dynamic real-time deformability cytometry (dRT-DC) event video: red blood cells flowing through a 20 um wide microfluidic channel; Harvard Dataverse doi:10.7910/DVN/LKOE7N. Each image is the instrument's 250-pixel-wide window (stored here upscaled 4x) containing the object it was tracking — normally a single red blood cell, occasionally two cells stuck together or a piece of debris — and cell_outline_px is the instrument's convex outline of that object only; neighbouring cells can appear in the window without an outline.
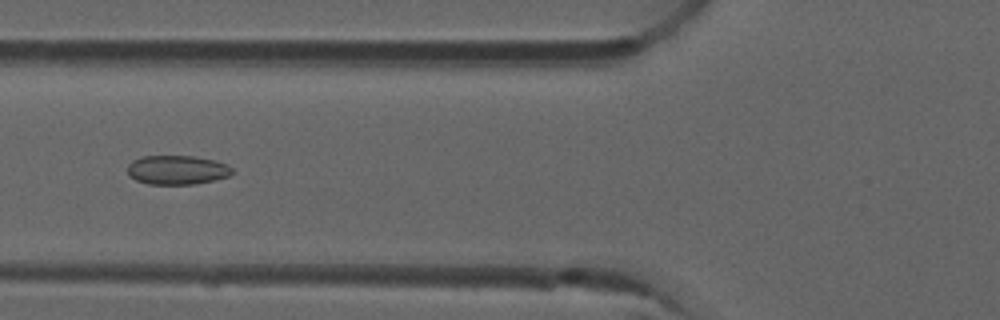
{"species": "common noctule bat (a hibernating species)", "species_latin": "Nyctalus noctula", "temperature_condition": "room temperature", "stored_images_in_passage": 52, "camera_frame_rate_fps": 3000, "um_per_image_px": 0.085, "animal": {"sex": "male", "forearm_length_mm": 52.5}, "frame": {"image": 1, "passage_image": 20, "time_ms": 6.333, "image_size_px": [1000, 320], "cell_outline_px": [[236, 172], [228, 176], [216, 180], [196, 184], [148, 184], [136, 180], [128, 176], [128, 164], [132, 160], [144, 156], [192, 156], [216, 160], [228, 164]], "centroid_in_image_um": [15.09, 14.45], "position_along_channel_um": 110.7, "area_um2": 18.03}}
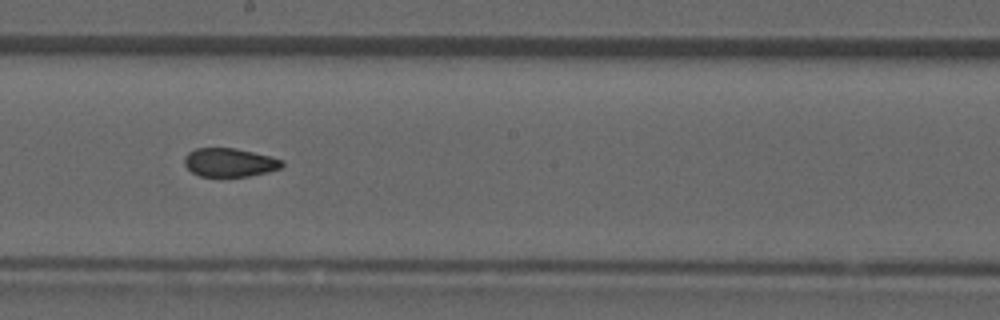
{"frame": {"image": 2, "passage_image": 29, "time_ms": 9.333, "image_size_px": [1000, 320], "cell_outline_px": [[284, 164], [280, 168], [268, 172], [248, 176], [200, 176], [192, 172], [184, 164], [184, 156], [188, 152], [196, 148], [236, 148], [284, 160]], "centroid_in_image_um": [19.5, 13.8], "position_along_channel_um": 228.7, "area_um2": 16.18}}
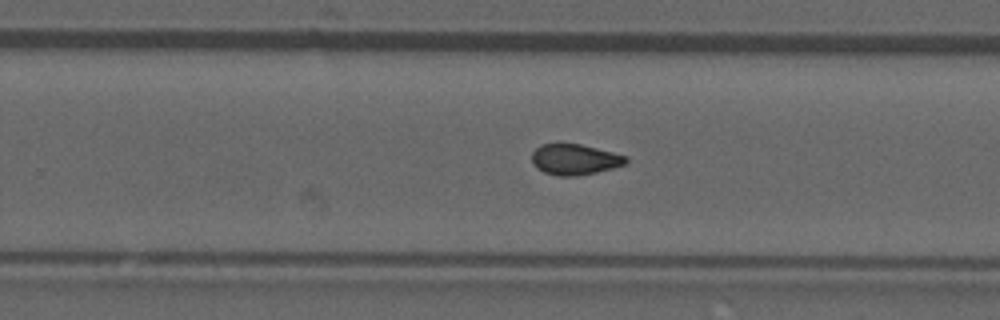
{"frame": {"image": 3, "passage_image": 33, "time_ms": 10.667, "image_size_px": [1000, 320], "cell_outline_px": [[628, 160], [624, 164], [612, 168], [596, 172], [576, 176], [556, 176], [544, 172], [536, 168], [532, 164], [532, 152], [540, 144], [580, 144], [628, 156]], "centroid_in_image_um": [48.82, 13.56], "position_along_channel_um": 281.0, "area_um2": 16.82}, "authors_computed_cell_mechanics": {"area_um2": 17.2822, "velocity_mm_per_s": 3.9299, "shape_relaxation_time_tau1_ms": null, "shape_relaxation_time_tau2_ms": 2.3924, "deformation_change_tau1": null, "deformation_change_tau2": 0.0657}}